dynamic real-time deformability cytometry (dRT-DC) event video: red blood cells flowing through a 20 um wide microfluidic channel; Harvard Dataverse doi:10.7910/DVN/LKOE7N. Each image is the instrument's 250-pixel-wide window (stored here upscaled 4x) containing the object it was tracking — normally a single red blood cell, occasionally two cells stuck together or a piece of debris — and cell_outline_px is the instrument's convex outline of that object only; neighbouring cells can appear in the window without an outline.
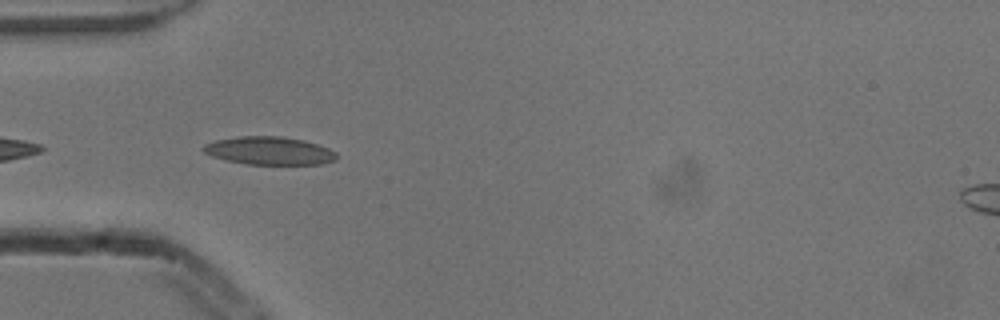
{"species": "common noctule bat (a hibernating species)", "species_latin": "Nyctalus noctula", "temperature_condition": "cold", "stored_images_in_passage": 7, "camera_frame_rate_fps": 3000, "um_per_image_px": 0.085, "animal": {"sex": "male", "body_mass_g": 13.3}, "frame": {"image": 1, "passage_image": 6, "time_ms": 1.667, "image_size_px": [1000, 320], "cell_outline_px": [[336, 160], [324, 164], [248, 164], [228, 160], [212, 156], [204, 152], [200, 148], [204, 144], [216, 140], [236, 136], [280, 136], [304, 140], [328, 148], [336, 152]], "centroid_in_image_um": [22.88, 12.8], "position_along_channel_um": 62.1, "area_um2": 21.73}}
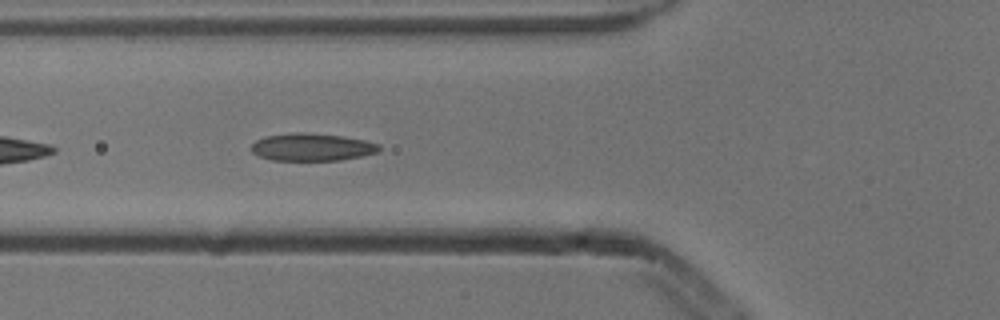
{"frame": {"image": 2, "passage_image": 7, "time_ms": 2.0, "image_size_px": [1000, 320], "cell_outline_px": [[380, 148], [376, 152], [360, 156], [340, 160], [272, 160], [260, 156], [252, 152], [252, 144], [256, 140], [268, 136], [296, 132], [304, 132], [344, 136], [364, 140], [380, 144]], "centroid_in_image_um": [26.52, 12.5], "position_along_channel_um": 99.3, "area_um2": 20.29}}